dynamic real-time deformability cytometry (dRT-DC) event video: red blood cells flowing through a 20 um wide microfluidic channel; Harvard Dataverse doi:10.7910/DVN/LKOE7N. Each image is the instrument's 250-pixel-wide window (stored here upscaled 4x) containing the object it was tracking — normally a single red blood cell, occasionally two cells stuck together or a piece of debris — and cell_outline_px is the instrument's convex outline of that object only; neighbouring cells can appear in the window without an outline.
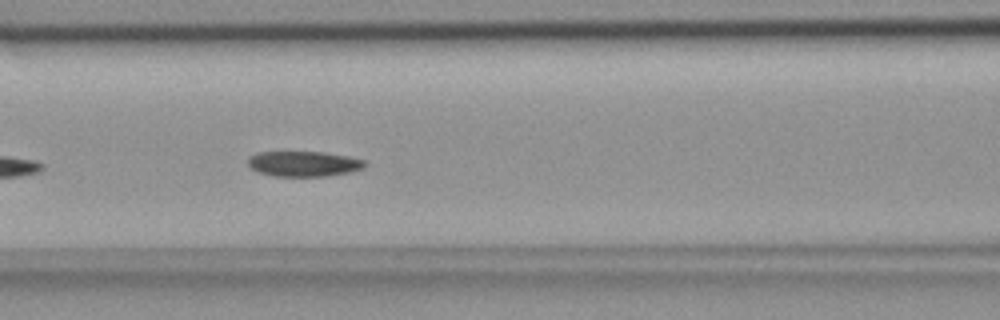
{"species": "common noctule bat (a hibernating species)", "species_latin": "Nyctalus noctula", "temperature_condition": "room temperature", "stored_images_in_passage": 20, "camera_frame_rate_fps": 3000, "um_per_image_px": 0.085, "animal": {"sex": "female", "body_mass_g": 18.4}, "frame": {"image": 1, "passage_image": 9, "time_ms": 2.667, "image_size_px": [1000, 320], "cell_outline_px": [[368, 164], [364, 168], [352, 172], [324, 176], [272, 176], [256, 172], [248, 164], [248, 156], [256, 152], [324, 152], [348, 156], [364, 160]], "centroid_in_image_um": [25.81, 13.92], "position_along_channel_um": 140.8, "area_um2": 17.46}}
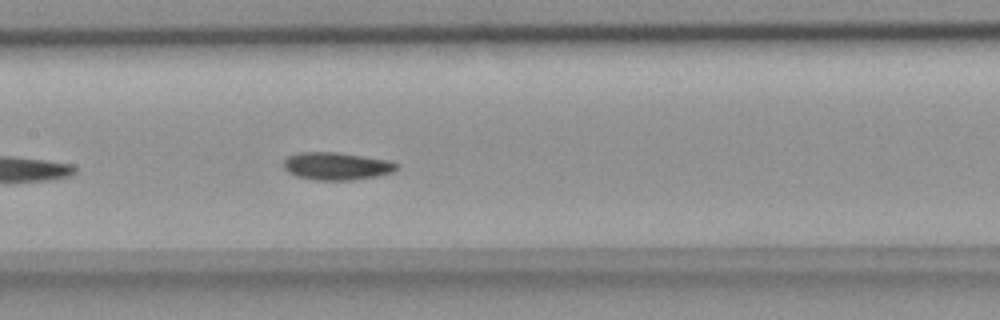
{"frame": {"image": 2, "passage_image": 12, "time_ms": 3.667, "image_size_px": [1000, 320], "cell_outline_px": [[400, 164], [392, 172], [376, 176], [352, 180], [316, 180], [296, 176], [288, 172], [284, 168], [284, 160], [288, 156], [296, 152], [336, 152], [392, 160]], "centroid_in_image_um": [28.62, 14.11], "position_along_channel_um": 178.8, "area_um2": 18.32}}
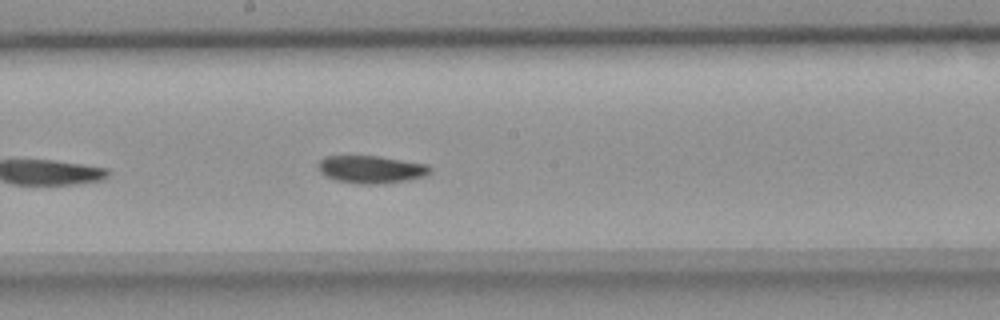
{"frame": {"image": 3, "passage_image": 15, "time_ms": 4.667, "image_size_px": [1000, 320], "cell_outline_px": [[432, 172], [424, 176], [408, 180], [380, 184], [360, 184], [336, 180], [320, 172], [316, 164], [324, 156], [380, 156], [428, 164], [432, 168]], "centroid_in_image_um": [31.57, 14.39], "position_along_channel_um": 216.6, "area_um2": 18.15}}